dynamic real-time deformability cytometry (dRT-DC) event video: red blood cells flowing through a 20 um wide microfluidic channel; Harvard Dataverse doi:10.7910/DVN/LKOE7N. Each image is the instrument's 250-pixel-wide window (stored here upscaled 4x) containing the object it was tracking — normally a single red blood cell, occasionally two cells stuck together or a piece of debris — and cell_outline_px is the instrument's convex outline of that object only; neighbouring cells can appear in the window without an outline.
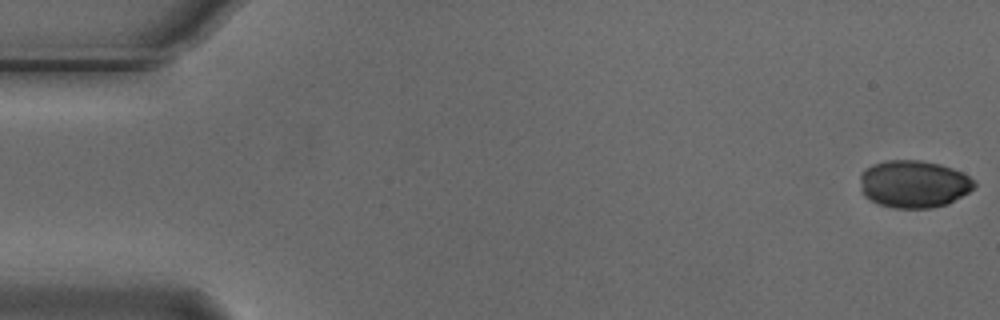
{"species": "Egyptian fruit bat (a non-hibernating species)", "species_latin": "Rousettus aegyptiacus", "temperature_condition": "cold", "stored_images_in_passage": 55, "camera_frame_rate_fps": 3000, "um_per_image_px": 0.085, "animal": {"sex": "male"}, "frame": {"image": 1, "passage_image": 1, "time_ms": 0.0, "image_size_px": [1000, 320], "cell_outline_px": [[976, 184], [968, 192], [948, 204], [932, 208], [892, 208], [880, 204], [864, 196], [860, 188], [860, 172], [864, 168], [872, 164], [888, 160], [920, 160], [940, 164], [952, 168], [968, 176]], "centroid_in_image_um": [77.62, 15.64], "position_along_channel_um": 7.4, "area_um2": 31.62}}
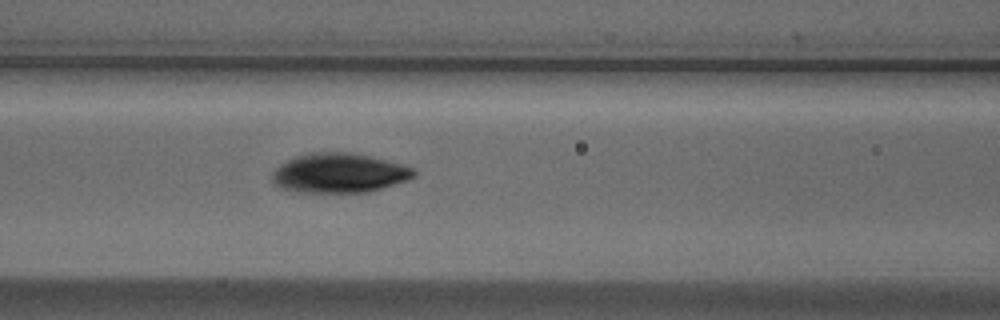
{"frame": {"image": 2, "passage_image": 23, "time_ms": 7.333, "image_size_px": [1000, 320], "cell_outline_px": [[416, 176], [408, 180], [368, 192], [300, 192], [280, 188], [272, 180], [272, 172], [280, 164], [296, 156], [312, 152], [348, 152], [368, 156], [404, 164], [412, 168], [416, 172]], "centroid_in_image_um": [28.83, 14.71], "position_along_channel_um": 137.8, "area_um2": 32.54}}
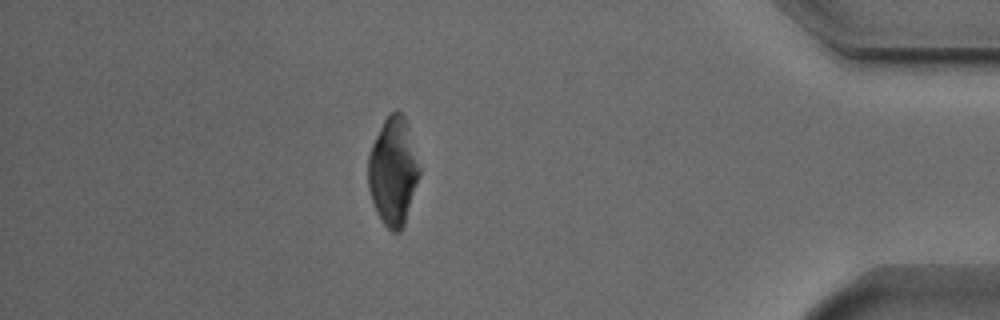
{"frame": {"image": 3, "passage_image": 48, "time_ms": 15.667, "image_size_px": [1000, 320], "cell_outline_px": [[420, 176], [404, 224], [400, 232], [392, 232], [380, 220], [376, 212], [368, 188], [368, 156], [372, 144], [388, 112], [396, 108], [404, 116], [408, 124], [420, 168]], "centroid_in_image_um": [33.41, 14.54], "position_along_channel_um": 401.8, "area_um2": 32.43}}